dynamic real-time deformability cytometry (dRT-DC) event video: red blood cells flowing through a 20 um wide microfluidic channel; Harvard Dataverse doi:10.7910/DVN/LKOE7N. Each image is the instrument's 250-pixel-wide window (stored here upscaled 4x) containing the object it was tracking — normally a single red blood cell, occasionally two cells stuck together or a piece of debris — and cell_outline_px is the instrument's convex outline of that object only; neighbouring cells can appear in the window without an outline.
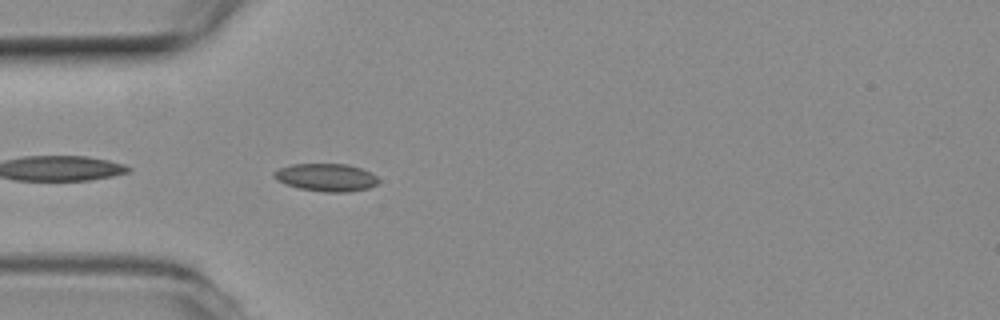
{"species": "common noctule bat (a hibernating species)", "species_latin": "Nyctalus noctula", "temperature_condition": "room temperature", "stored_images_in_passage": 4, "camera_frame_rate_fps": 3000, "um_per_image_px": 0.085, "animal": {"sex": "female", "body_mass_g": 19.3, "forearm_length_mm": 54.1}, "frame": {"image": 1, "passage_image": 4, "time_ms": 1.0, "image_size_px": [1000, 320], "cell_outline_px": [[380, 180], [376, 184], [368, 188], [348, 192], [324, 192], [300, 188], [276, 180], [272, 176], [272, 172], [280, 168], [292, 164], [348, 164], [360, 168], [376, 176]], "centroid_in_image_um": [27.71, 15.08], "position_along_channel_um": 57.3, "area_um2": 16.76}}